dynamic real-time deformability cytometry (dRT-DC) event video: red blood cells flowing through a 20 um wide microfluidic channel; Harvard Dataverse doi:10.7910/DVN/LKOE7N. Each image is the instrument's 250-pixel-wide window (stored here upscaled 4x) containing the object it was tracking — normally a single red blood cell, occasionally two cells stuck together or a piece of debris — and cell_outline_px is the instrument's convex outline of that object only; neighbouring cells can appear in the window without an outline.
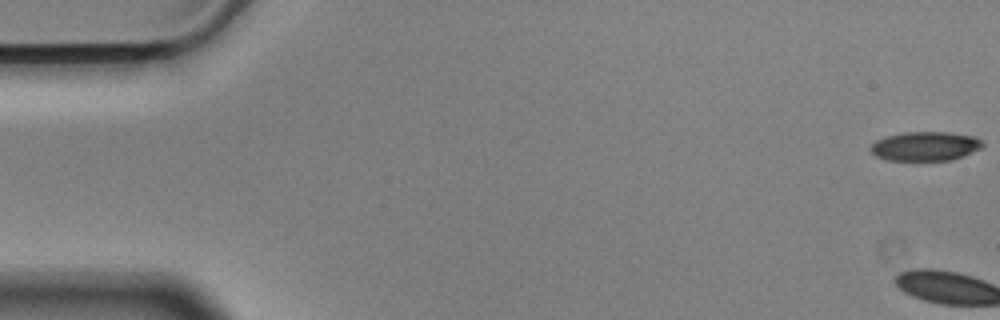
{"species": "Egyptian fruit bat (a non-hibernating species)", "species_latin": "Rousettus aegyptiacus", "temperature_condition": "cold", "stored_images_in_passage": 3, "camera_frame_rate_fps": 3000, "um_per_image_px": 0.085, "animal": {"sex": "male"}, "frame": {"image": 1, "passage_image": 1, "time_ms": 0.0, "image_size_px": [1000, 320], "cell_outline_px": [[984, 144], [980, 148], [964, 156], [952, 160], [888, 160], [876, 156], [868, 148], [876, 140], [884, 136], [904, 132], [952, 132], [976, 136]], "centroid_in_image_um": [78.64, 12.41], "position_along_channel_um": 6.4, "area_um2": 19.19}}